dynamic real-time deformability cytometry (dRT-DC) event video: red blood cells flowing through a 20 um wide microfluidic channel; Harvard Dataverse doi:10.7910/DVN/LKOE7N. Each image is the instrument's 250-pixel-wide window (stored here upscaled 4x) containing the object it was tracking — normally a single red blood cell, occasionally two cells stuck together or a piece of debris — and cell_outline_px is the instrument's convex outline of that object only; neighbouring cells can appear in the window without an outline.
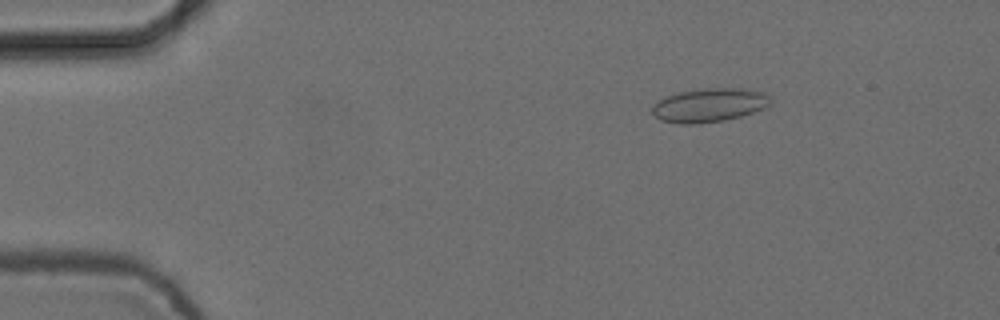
{"species": "common noctule bat (a hibernating species)", "species_latin": "Nyctalus noctula", "temperature_condition": "cold", "stored_images_in_passage": 5, "camera_frame_rate_fps": 3000, "um_per_image_px": 0.085, "animal": {"sex": "female", "body_mass_g": 24.6, "forearm_length_mm": 56.2}, "frame": {"image": 1, "passage_image": 3, "time_ms": 0.667, "image_size_px": [1000, 320], "cell_outline_px": [[772, 100], [764, 108], [740, 116], [724, 120], [696, 124], [680, 124], [660, 120], [652, 112], [652, 104], [668, 96], [680, 92], [704, 88], [744, 88], [764, 92], [772, 96]], "centroid_in_image_um": [60.31, 8.93], "position_along_channel_um": 24.7, "area_um2": 23.24}}